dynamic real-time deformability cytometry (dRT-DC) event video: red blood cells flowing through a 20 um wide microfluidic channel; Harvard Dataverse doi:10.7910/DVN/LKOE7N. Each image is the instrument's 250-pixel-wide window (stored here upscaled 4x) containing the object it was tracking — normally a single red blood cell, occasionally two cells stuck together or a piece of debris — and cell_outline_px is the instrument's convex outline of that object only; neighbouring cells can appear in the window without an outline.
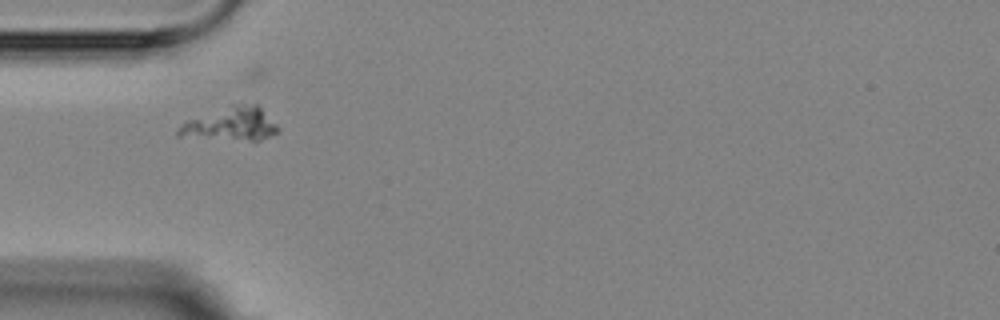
{"species": "Egyptian fruit bat (a non-hibernating species)", "species_latin": "Rousettus aegyptiacus", "temperature_condition": "room temperature", "stored_images_in_passage": 2, "camera_frame_rate_fps": 3000, "um_per_image_px": 0.085, "animal": {"sex": "female"}, "frame": {"image": 1, "passage_image": 1, "time_ms": 0.0, "image_size_px": [1000, 320], "cell_outline_px": [[280, 132], [260, 140], [248, 140], [176, 136], [176, 132], [180, 124], [188, 120], [232, 104], [256, 104], [280, 128]], "centroid_in_image_um": [19.63, 10.55], "position_along_channel_um": 65.4, "area_um2": 19.07}}
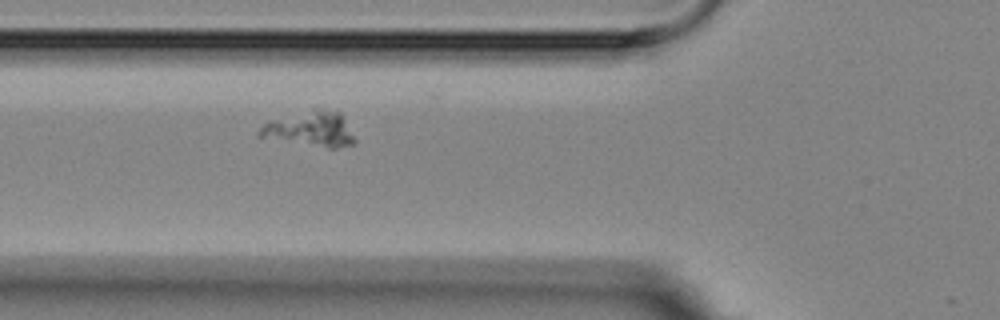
{"frame": {"image": 2, "passage_image": 2, "time_ms": 1.0, "image_size_px": [1000, 320], "cell_outline_px": [[356, 144], [336, 148], [328, 148], [256, 136], [256, 132], [268, 120], [316, 108], [324, 108], [340, 112], [356, 140]], "centroid_in_image_um": [26.38, 10.96], "position_along_channel_um": 99.4, "area_um2": 19.54}}